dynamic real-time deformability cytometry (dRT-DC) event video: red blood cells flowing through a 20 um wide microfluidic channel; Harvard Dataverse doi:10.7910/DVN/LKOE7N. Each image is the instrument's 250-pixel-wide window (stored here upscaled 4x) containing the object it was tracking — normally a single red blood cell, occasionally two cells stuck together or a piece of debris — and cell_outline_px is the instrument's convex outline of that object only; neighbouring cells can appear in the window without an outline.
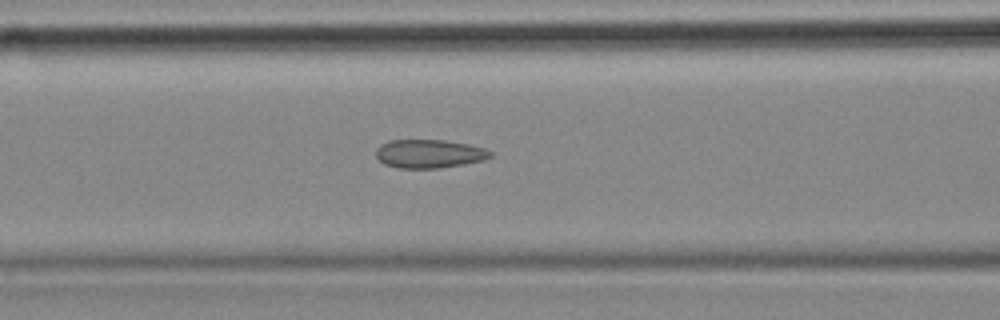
{"species": "common noctule bat (a hibernating species)", "species_latin": "Nyctalus noctula", "temperature_condition": "cold", "stored_images_in_passage": 6, "camera_frame_rate_fps": 3000, "um_per_image_px": 0.085, "animal": {"sex": "female", "body_mass_g": 18.4}, "frame": {"image": 1, "passage_image": 6, "time_ms": 1.667, "image_size_px": [1000, 320], "cell_outline_px": [[492, 156], [484, 160], [464, 164], [440, 168], [400, 168], [384, 164], [376, 156], [376, 148], [380, 144], [388, 140], [444, 140], [468, 144], [484, 148], [492, 152]], "centroid_in_image_um": [36.47, 13.06], "position_along_channel_um": 130.1, "area_um2": 19.07}}